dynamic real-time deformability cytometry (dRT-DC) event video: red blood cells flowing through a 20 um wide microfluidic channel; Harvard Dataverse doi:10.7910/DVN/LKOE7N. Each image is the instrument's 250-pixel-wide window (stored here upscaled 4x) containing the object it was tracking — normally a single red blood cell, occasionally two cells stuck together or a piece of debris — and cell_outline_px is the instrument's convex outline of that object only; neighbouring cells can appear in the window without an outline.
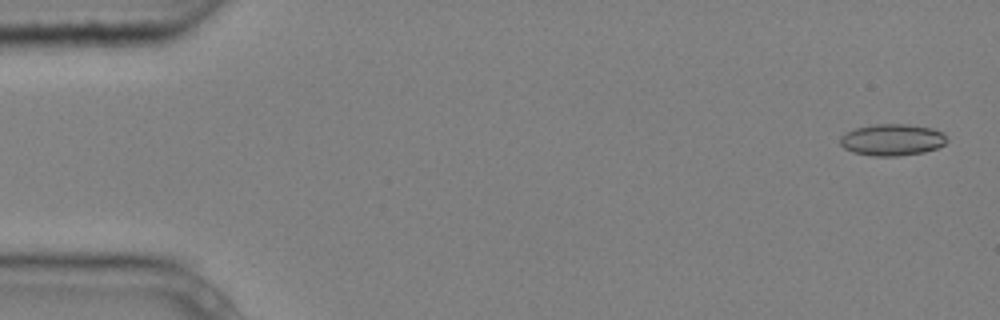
{"species": "common noctule bat (a hibernating species)", "species_latin": "Nyctalus noctula", "temperature_condition": "cold", "stored_images_in_passage": 5, "camera_frame_rate_fps": 3000, "um_per_image_px": 0.085, "animal": {"sex": "male", "body_mass_g": 20.4}, "frame": {"image": 1, "passage_image": 1, "time_ms": 0.0, "image_size_px": [1000, 320], "cell_outline_px": [[948, 140], [944, 144], [936, 148], [924, 152], [900, 156], [872, 156], [852, 152], [844, 148], [840, 144], [840, 136], [856, 128], [872, 124], [908, 124], [932, 128], [944, 132]], "centroid_in_image_um": [75.85, 11.88], "position_along_channel_um": 9.2, "area_um2": 19.83}}
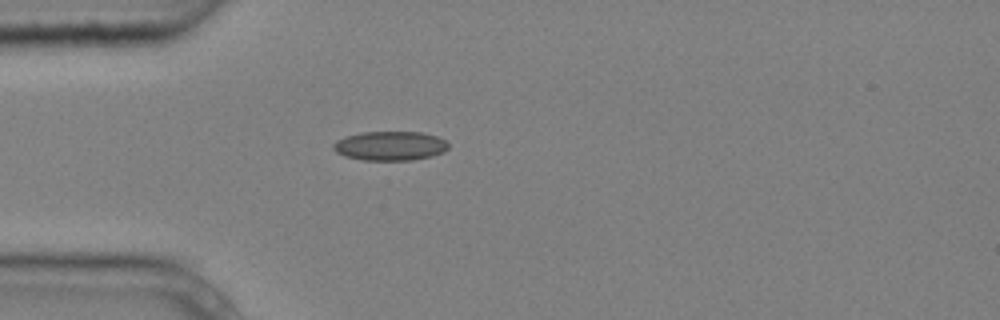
{"frame": {"image": 2, "passage_image": 5, "time_ms": 1.333, "image_size_px": [1000, 320], "cell_outline_px": [[448, 148], [444, 152], [432, 156], [412, 160], [364, 160], [344, 156], [336, 152], [332, 148], [332, 144], [336, 140], [344, 136], [360, 132], [420, 132], [436, 136], [444, 140], [448, 144]], "centroid_in_image_um": [33.12, 12.4], "position_along_channel_um": 51.9, "area_um2": 19.71}}